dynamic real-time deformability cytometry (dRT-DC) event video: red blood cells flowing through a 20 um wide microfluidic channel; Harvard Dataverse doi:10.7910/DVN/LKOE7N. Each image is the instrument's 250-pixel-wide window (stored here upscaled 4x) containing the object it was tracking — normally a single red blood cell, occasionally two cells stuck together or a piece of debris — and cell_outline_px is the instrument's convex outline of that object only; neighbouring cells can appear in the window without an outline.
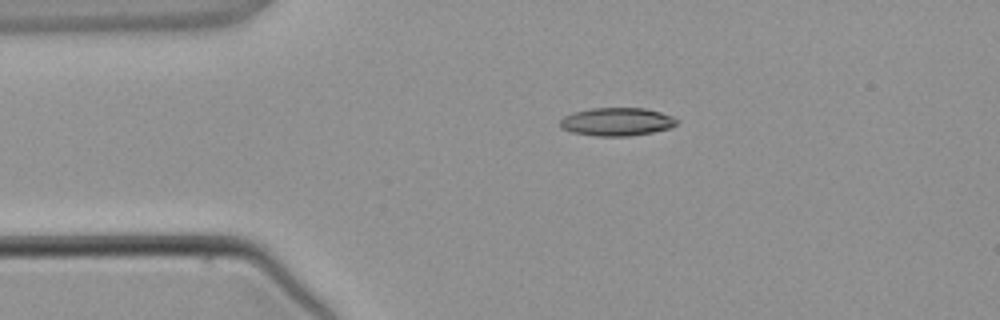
{"species": "common noctule bat (a hibernating species)", "species_latin": "Nyctalus noctula", "temperature_condition": "warm", "stored_images_in_passage": 3, "camera_frame_rate_fps": 3000, "um_per_image_px": 0.085, "animal": {"sex": "male", "body_mass_g": 21.5, "forearm_length_mm": 52.0}, "frame": {"image": 1, "passage_image": 1, "time_ms": 0.0, "image_size_px": [1000, 320], "cell_outline_px": [[680, 120], [672, 128], [652, 132], [628, 136], [596, 136], [572, 132], [560, 128], [560, 120], [564, 116], [576, 112], [592, 108], [644, 108], [660, 112], [672, 116]], "centroid_in_image_um": [52.45, 10.35], "position_along_channel_um": 32.5, "area_um2": 19.13}}